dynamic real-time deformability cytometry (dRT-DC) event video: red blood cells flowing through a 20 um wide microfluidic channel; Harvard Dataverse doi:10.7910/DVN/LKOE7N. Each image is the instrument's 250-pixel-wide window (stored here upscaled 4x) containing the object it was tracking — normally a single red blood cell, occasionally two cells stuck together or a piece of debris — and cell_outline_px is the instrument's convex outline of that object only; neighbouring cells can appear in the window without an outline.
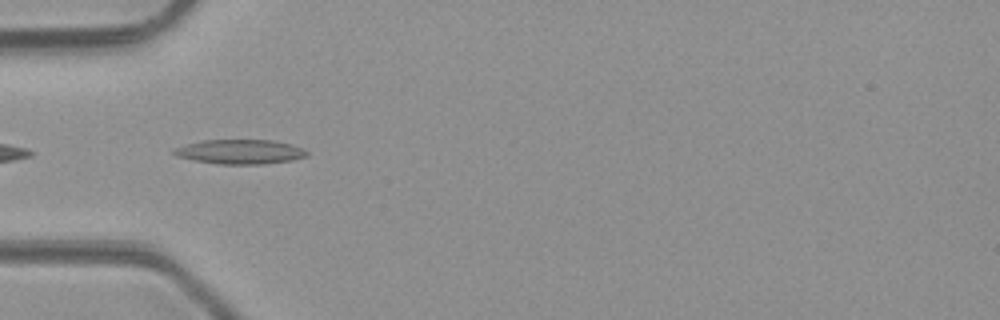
{"species": "common noctule bat (a hibernating species)", "species_latin": "Nyctalus noctula", "temperature_condition": "room temperature", "stored_images_in_passage": 3, "camera_frame_rate_fps": 3000, "um_per_image_px": 0.085, "animal": {"sex": "male", "body_mass_g": 23.1, "forearm_length_mm": 52.7}, "frame": {"image": 1, "passage_image": 3, "time_ms": 2.0, "image_size_px": [1000, 320], "cell_outline_px": [[308, 156], [292, 160], [264, 164], [220, 164], [196, 160], [176, 156], [172, 152], [176, 148], [188, 144], [204, 140], [272, 140], [304, 148], [308, 152]], "centroid_in_image_um": [20.45, 12.9], "position_along_channel_um": 64.5, "area_um2": 18.73}}